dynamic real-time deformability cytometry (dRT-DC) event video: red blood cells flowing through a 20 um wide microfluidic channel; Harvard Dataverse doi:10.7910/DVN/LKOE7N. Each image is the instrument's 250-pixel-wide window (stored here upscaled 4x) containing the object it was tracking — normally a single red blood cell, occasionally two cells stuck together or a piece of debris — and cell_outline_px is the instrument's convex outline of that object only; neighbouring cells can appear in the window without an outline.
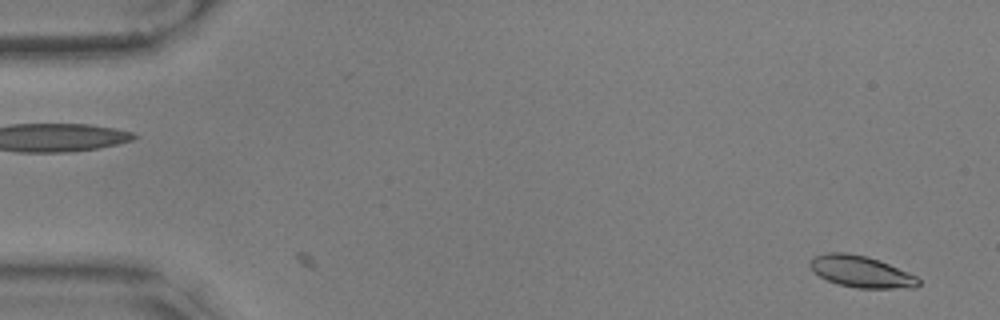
{"species": "common noctule bat (a hibernating species)", "species_latin": "Nyctalus noctula", "temperature_condition": "warm", "stored_images_in_passage": 2, "camera_frame_rate_fps": 3000, "um_per_image_px": 0.085, "animal": {"sex": "male", "body_mass_g": 17.9, "forearm_length_mm": 54.2}, "frame": {"image": 1, "passage_image": 2, "time_ms": 0.333, "image_size_px": [1000, 320], "cell_outline_px": [[920, 284], [916, 288], [856, 288], [840, 284], [828, 280], [812, 272], [808, 264], [812, 256], [828, 252], [848, 252], [864, 256], [888, 264], [908, 272], [916, 276], [920, 280]], "centroid_in_image_um": [73.16, 23.09], "position_along_channel_um": 11.8, "area_um2": 19.94}}